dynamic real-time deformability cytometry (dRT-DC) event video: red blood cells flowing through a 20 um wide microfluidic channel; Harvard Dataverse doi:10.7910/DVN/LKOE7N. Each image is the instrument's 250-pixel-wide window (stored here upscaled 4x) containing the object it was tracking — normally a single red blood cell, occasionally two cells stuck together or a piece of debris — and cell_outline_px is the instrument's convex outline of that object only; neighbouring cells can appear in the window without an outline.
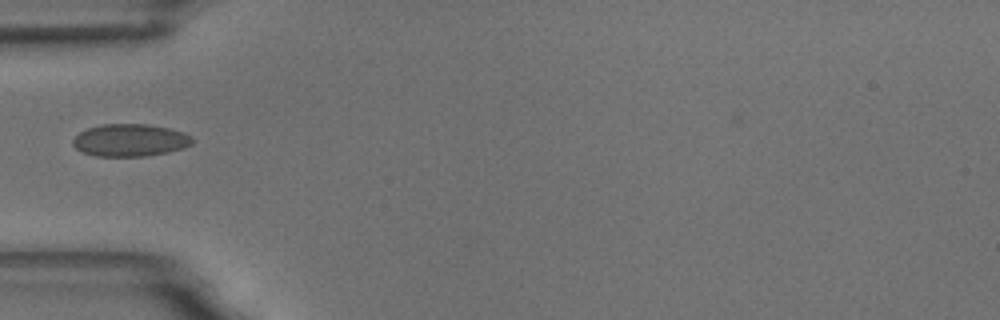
{"species": "common noctule bat (a hibernating species)", "species_latin": "Nyctalus noctula", "temperature_condition": "room temperature", "stored_images_in_passage": 11, "camera_frame_rate_fps": 3000, "um_per_image_px": 0.085, "animal": {"sex": "male", "body_mass_g": 18.8}, "frame": {"image": 1, "passage_image": 5, "time_ms": 5.667, "image_size_px": [1000, 320], "cell_outline_px": [[192, 144], [184, 148], [168, 152], [144, 156], [96, 156], [84, 152], [76, 148], [72, 144], [72, 140], [80, 132], [88, 128], [100, 124], [148, 124], [168, 128], [184, 132], [192, 136]], "centroid_in_image_um": [11.07, 11.91], "position_along_channel_um": 73.9, "area_um2": 22.54}}
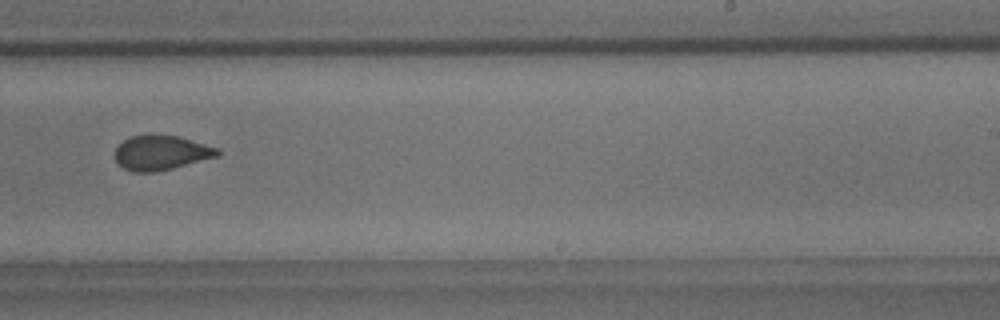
{"frame": {"image": 2, "passage_image": 10, "time_ms": 11.333, "image_size_px": [1000, 320], "cell_outline_px": [[220, 156], [156, 172], [132, 172], [124, 168], [116, 160], [116, 148], [128, 136], [152, 132], [180, 136], [216, 148], [220, 152]], "centroid_in_image_um": [13.68, 12.94], "position_along_channel_um": 275.3, "area_um2": 21.04}}